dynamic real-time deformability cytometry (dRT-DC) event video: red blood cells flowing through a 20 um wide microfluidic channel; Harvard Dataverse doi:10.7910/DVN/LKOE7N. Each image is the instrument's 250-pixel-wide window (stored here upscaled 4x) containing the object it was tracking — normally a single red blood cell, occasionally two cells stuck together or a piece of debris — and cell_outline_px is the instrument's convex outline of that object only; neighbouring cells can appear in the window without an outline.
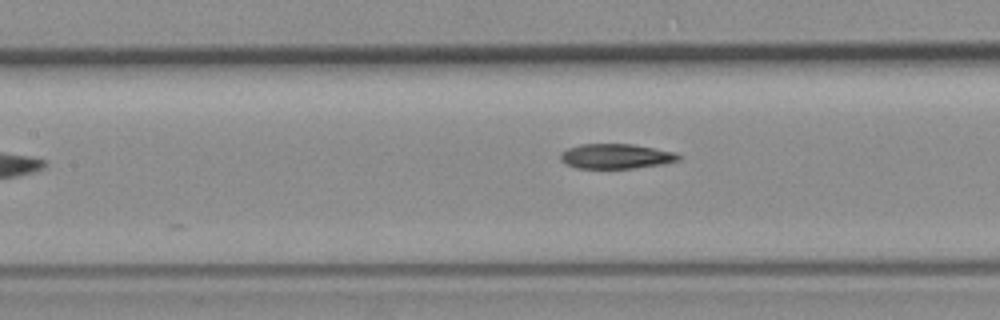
{"species": "common noctule bat (a hibernating species)", "species_latin": "Nyctalus noctula", "temperature_condition": "room temperature", "stored_images_in_passage": 8, "camera_frame_rate_fps": 3000, "um_per_image_px": 0.085, "animal": {"sex": "female", "body_mass_g": 19.3, "forearm_length_mm": 54.1}, "frame": {"image": 1, "passage_image": 8, "time_ms": 9.0, "image_size_px": [1000, 320], "cell_outline_px": [[680, 160], [664, 164], [632, 168], [576, 168], [564, 164], [560, 160], [560, 152], [568, 148], [580, 144], [632, 144], [676, 152], [680, 156]], "centroid_in_image_um": [52.33, 13.28], "position_along_channel_um": 155.1, "area_um2": 17.22}}